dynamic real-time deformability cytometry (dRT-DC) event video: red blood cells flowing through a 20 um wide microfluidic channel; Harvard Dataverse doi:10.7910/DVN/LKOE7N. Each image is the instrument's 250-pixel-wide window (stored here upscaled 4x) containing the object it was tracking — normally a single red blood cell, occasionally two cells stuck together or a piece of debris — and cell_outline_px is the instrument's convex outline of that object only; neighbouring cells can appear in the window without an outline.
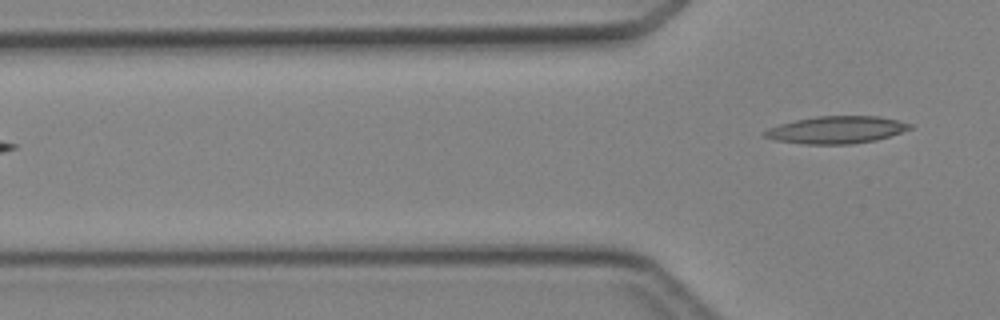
{"species": "Egyptian fruit bat (a non-hibernating species)", "species_latin": "Rousettus aegyptiacus", "temperature_condition": "cold", "stored_images_in_passage": 2, "camera_frame_rate_fps": 3000, "um_per_image_px": 0.085, "animal": {"sex": "female"}, "frame": {"image": 1, "passage_image": 2, "time_ms": 2.0, "image_size_px": [1000, 320], "cell_outline_px": [[912, 128], [876, 140], [852, 144], [804, 144], [776, 140], [764, 136], [760, 132], [768, 128], [780, 124], [796, 120], [816, 116], [876, 116], [896, 120], [912, 124]], "centroid_in_image_um": [71.05, 11.04], "position_along_channel_um": 54.7, "area_um2": 22.95}}